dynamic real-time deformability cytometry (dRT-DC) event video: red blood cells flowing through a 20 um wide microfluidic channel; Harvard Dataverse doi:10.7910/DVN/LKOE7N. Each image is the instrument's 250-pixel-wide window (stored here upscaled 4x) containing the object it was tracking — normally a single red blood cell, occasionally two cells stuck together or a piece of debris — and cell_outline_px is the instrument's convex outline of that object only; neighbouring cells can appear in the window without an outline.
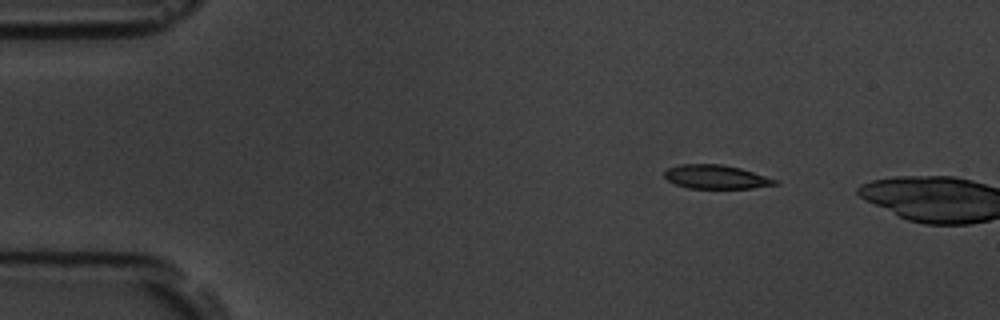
{"species": "common noctule bat (a hibernating species)", "species_latin": "Nyctalus noctula", "temperature_condition": "room temperature", "stored_images_in_passage": 3, "camera_frame_rate_fps": 3000, "um_per_image_px": 0.085, "animal": {"sex": "male", "body_mass_g": 19.5, "forearm_length_mm": 54.6}, "frame": {"image": 1, "passage_image": 1, "time_ms": 0.0, "image_size_px": [1000, 320], "cell_outline_px": [[780, 184], [752, 188], [688, 188], [676, 184], [668, 180], [664, 176], [664, 172], [668, 168], [680, 164], [724, 164], [740, 168], [780, 180]], "centroid_in_image_um": [60.9, 15.03], "position_along_channel_um": 24.1, "area_um2": 15.43}}